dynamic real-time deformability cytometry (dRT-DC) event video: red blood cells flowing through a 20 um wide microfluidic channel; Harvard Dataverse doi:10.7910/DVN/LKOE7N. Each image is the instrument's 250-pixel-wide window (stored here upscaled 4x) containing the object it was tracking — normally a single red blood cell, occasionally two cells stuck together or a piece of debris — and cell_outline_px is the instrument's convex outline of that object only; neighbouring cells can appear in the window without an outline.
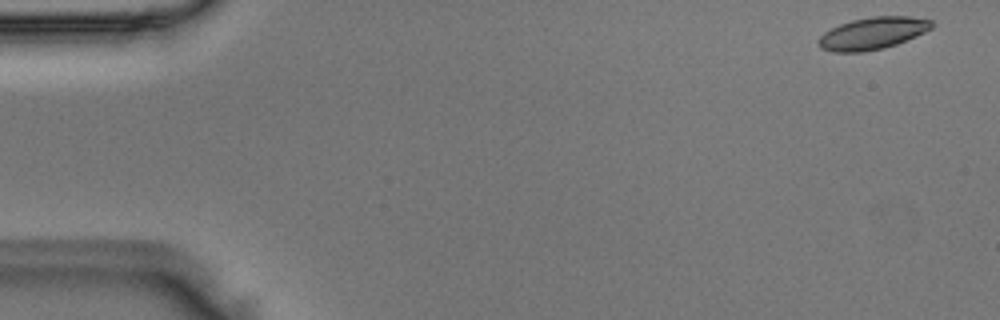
{"species": "Egyptian fruit bat (a non-hibernating species)", "species_latin": "Rousettus aegyptiacus", "temperature_condition": "room temperature", "stored_images_in_passage": 49, "camera_frame_rate_fps": 3000, "um_per_image_px": 0.085, "animal": {"sex": "male"}, "frame": {"image": 1, "passage_image": 1, "time_ms": 0.0, "image_size_px": [1000, 320], "cell_outline_px": [[936, 24], [932, 28], [916, 36], [896, 44], [884, 48], [864, 52], [832, 52], [820, 48], [816, 44], [816, 40], [824, 32], [840, 24], [852, 20], [872, 16], [908, 16], [932, 20]], "centroid_in_image_um": [74.15, 2.83], "position_along_channel_um": 10.8, "area_um2": 21.39}}
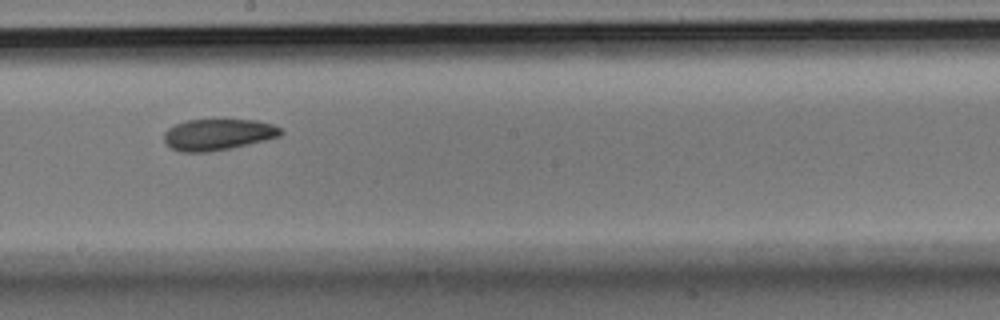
{"frame": {"image": 2, "passage_image": 27, "time_ms": 8.667, "image_size_px": [1000, 320], "cell_outline_px": [[284, 132], [280, 136], [232, 148], [208, 152], [180, 152], [172, 148], [164, 140], [164, 132], [168, 128], [184, 120], [256, 120], [272, 124], [280, 128]], "centroid_in_image_um": [18.52, 11.43], "position_along_channel_um": 229.7, "area_um2": 21.21}}
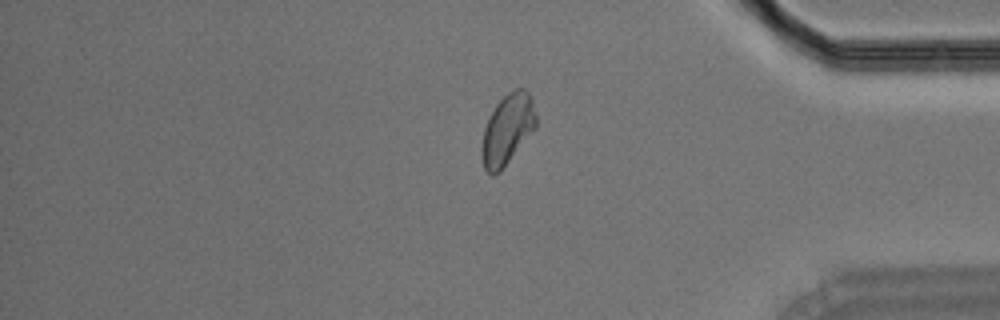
{"frame": {"image": 3, "passage_image": 41, "time_ms": 13.333, "image_size_px": [1000, 320], "cell_outline_px": [[536, 128], [500, 172], [492, 176], [484, 168], [480, 156], [480, 148], [484, 128], [496, 104], [508, 92], [516, 88], [524, 88], [532, 96], [536, 116]], "centroid_in_image_um": [43.13, 11.01], "position_along_channel_um": 392.1, "area_um2": 22.48}}